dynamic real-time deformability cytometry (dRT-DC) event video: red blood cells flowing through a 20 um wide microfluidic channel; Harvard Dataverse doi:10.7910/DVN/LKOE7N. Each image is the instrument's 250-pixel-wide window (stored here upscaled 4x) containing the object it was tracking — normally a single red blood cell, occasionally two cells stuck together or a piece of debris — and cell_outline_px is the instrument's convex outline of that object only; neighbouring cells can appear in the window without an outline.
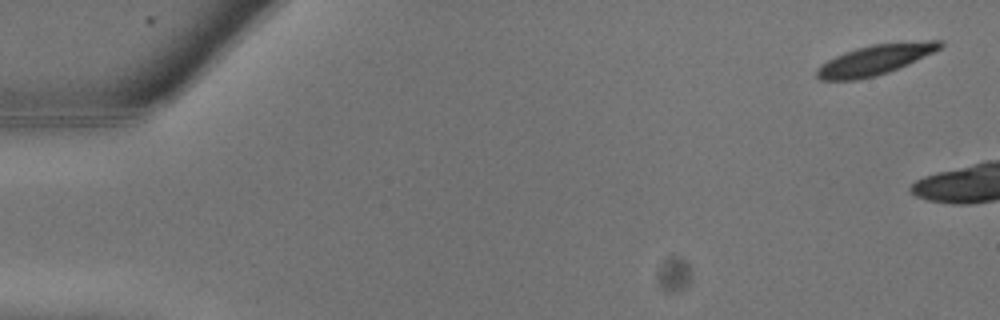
{"species": "common noctule bat (a hibernating species)", "species_latin": "Nyctalus noctula", "temperature_condition": "warm", "stored_images_in_passage": 4, "camera_frame_rate_fps": 3000, "um_per_image_px": 0.085, "animal": {"sex": "male", "body_mass_g": 13.3}, "frame": {"image": 1, "passage_image": 1, "time_ms": 0.0, "image_size_px": [1000, 320], "cell_outline_px": [[944, 44], [940, 48], [908, 64], [888, 72], [876, 76], [856, 80], [820, 80], [816, 76], [816, 68], [820, 64], [844, 52], [856, 48], [872, 44], [928, 40], [944, 40]], "centroid_in_image_um": [74.36, 5.08], "position_along_channel_um": 10.6, "area_um2": 21.62}}